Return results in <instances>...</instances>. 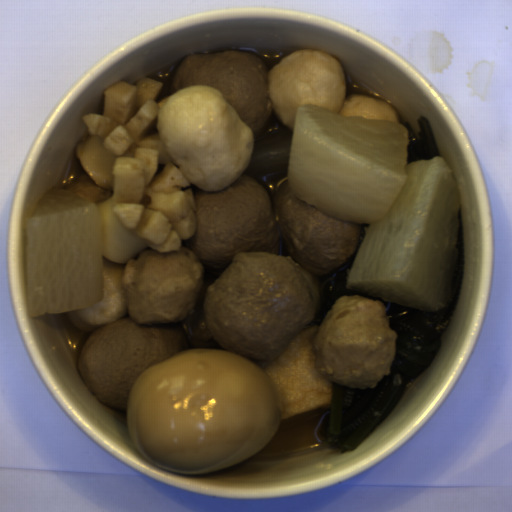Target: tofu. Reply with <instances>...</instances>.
<instances>
[{
    "instance_id": "obj_1",
    "label": "tofu",
    "mask_w": 512,
    "mask_h": 512,
    "mask_svg": "<svg viewBox=\"0 0 512 512\" xmlns=\"http://www.w3.org/2000/svg\"><path fill=\"white\" fill-rule=\"evenodd\" d=\"M318 330L319 325L307 324L274 359L256 360L277 389L281 422L331 408L333 382L322 376L316 366L313 336Z\"/></svg>"
}]
</instances>
